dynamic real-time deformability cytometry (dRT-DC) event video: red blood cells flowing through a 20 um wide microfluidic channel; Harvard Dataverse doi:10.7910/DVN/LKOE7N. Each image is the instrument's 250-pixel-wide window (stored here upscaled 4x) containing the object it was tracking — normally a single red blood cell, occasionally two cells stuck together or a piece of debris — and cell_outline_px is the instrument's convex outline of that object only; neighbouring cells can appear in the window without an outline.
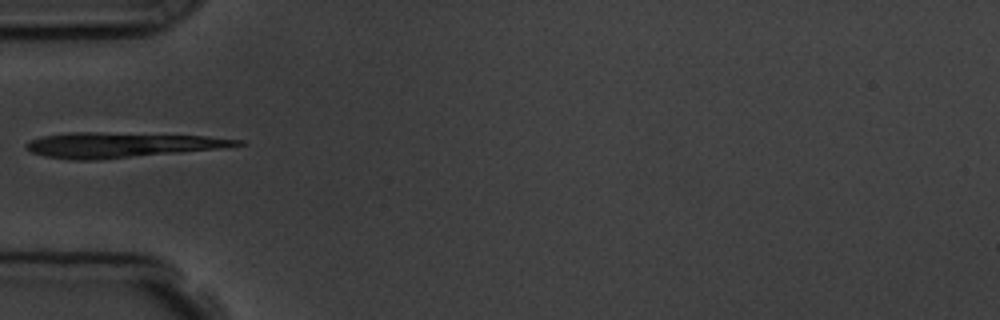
{"species": "common noctule bat (a hibernating species)", "species_latin": "Nyctalus noctula", "temperature_condition": "room temperature", "stored_images_in_passage": 6, "segment_of_instrument_passage": [2, 2], "camera_frame_rate_fps": 3000, "um_per_image_px": 0.085, "animal": {"sex": "male", "body_mass_g": 19.5, "forearm_length_mm": 54.6}, "frame": {"image": 1, "passage_image": 6, "time_ms": 6.667, "image_size_px": [1000, 320], "cell_outline_px": [[248, 144], [220, 148], [180, 152], [96, 160], [72, 160], [44, 156], [32, 152], [24, 148], [24, 144], [28, 140], [40, 136], [68, 132], [96, 132], [208, 136], [244, 140]], "centroid_in_image_um": [10.27, 12.31], "position_along_channel_um": 74.7, "area_um2": 30.98}}